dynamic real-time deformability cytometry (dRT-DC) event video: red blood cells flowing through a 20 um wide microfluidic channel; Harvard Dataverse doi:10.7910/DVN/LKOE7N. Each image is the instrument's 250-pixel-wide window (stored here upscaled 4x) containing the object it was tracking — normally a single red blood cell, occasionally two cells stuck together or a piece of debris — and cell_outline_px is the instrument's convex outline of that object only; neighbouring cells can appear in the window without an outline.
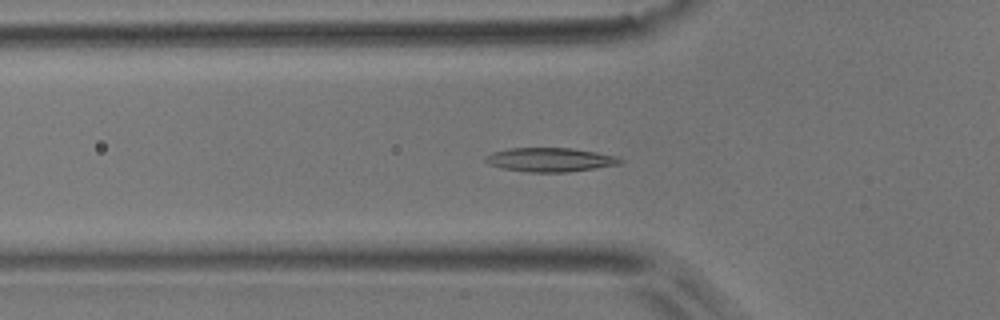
{"species": "common noctule bat (a hibernating species)", "species_latin": "Nyctalus noctula", "temperature_condition": "room temperature", "stored_images_in_passage": 52, "camera_frame_rate_fps": 3000, "um_per_image_px": 0.085, "animal": {"sex": "male", "body_mass_g": 17.9}, "frame": {"image": 1, "passage_image": 17, "time_ms": 5.333, "image_size_px": [1000, 320], "cell_outline_px": [[624, 160], [620, 164], [596, 168], [568, 172], [528, 172], [504, 168], [488, 164], [484, 160], [484, 156], [492, 152], [508, 148], [572, 148], [596, 152], [616, 156]], "centroid_in_image_um": [46.75, 13.57], "position_along_channel_um": 79.1, "area_um2": 18.84}}
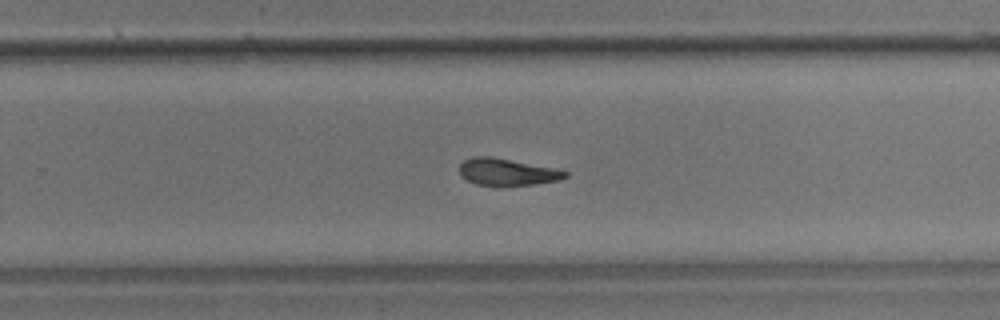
{"frame": {"image": 2, "passage_image": 33, "time_ms": 10.667, "image_size_px": [1000, 320], "cell_outline_px": [[568, 176], [560, 180], [536, 184], [496, 188], [476, 184], [460, 176], [460, 164], [464, 160], [472, 156], [492, 156], [552, 168], [568, 172]], "centroid_in_image_um": [43.07, 14.65], "position_along_channel_um": 286.7, "area_um2": 17.05}}
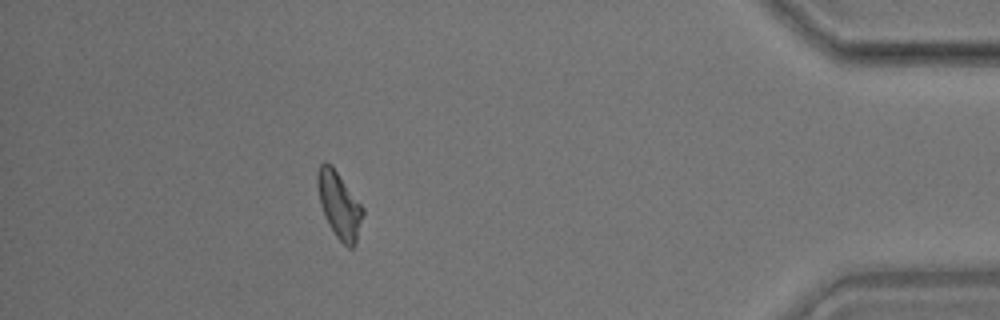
{"frame": {"image": 3, "passage_image": 46, "time_ms": 15.0, "image_size_px": [1000, 320], "cell_outline_px": [[364, 212], [356, 244], [352, 248], [348, 248], [336, 236], [328, 224], [324, 216], [320, 204], [316, 184], [316, 172], [320, 164], [324, 160], [332, 164], [364, 208]], "centroid_in_image_um": [28.81, 17.39], "position_along_channel_um": 406.4, "area_um2": 17.86}, "authors_computed_cell_mechanics": {"area_um2": 17.629, "velocity_mm_per_s": 3.8875, "shape_relaxation_time_tau1_ms": null, "shape_relaxation_time_tau2_ms": 3.7775, "deformation_change_tau1": null, "deformation_change_tau2": 0.1085}}